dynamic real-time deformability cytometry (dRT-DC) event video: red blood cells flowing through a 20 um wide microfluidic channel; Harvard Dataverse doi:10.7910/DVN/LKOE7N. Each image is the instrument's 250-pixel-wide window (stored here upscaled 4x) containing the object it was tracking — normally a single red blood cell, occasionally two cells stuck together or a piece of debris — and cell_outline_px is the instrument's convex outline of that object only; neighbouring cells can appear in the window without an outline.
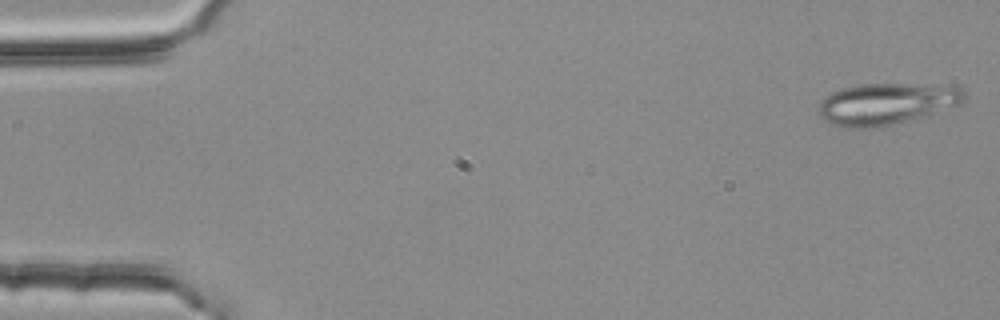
{"species": "common noctule bat (a hibernating species)", "species_latin": "Nyctalus noctula", "temperature_condition": "room temperature", "stored_images_in_passage": 53, "segment_of_instrument_passage": [1, 2], "camera_frame_rate_fps": 3000, "um_per_image_px": 0.085, "animal": {"sex": "female", "body_mass_g": 25.1}, "frame": {"image": 1, "passage_image": 1, "time_ms": 0.0, "image_size_px": [1000, 320], "cell_outline_px": [[964, 100], [960, 104], [924, 116], [876, 128], [844, 128], [832, 124], [824, 120], [816, 112], [820, 100], [824, 96], [840, 88], [860, 84], [952, 84], [960, 88], [964, 92]], "centroid_in_image_um": [75.31, 8.81], "position_along_channel_um": 9.7, "area_um2": 35.78}}